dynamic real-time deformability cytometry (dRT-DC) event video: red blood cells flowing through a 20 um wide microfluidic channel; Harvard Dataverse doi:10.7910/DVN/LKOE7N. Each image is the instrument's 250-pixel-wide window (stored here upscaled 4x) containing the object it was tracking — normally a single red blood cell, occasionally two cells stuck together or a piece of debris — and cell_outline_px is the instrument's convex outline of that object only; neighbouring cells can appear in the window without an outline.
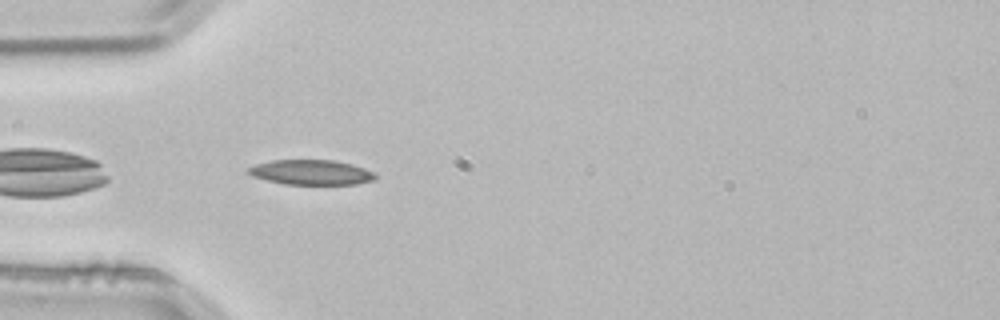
{"species": "common noctule bat (a hibernating species)", "species_latin": "Nyctalus noctula", "temperature_condition": "room temperature", "stored_images_in_passage": 5, "camera_frame_rate_fps": 3000, "um_per_image_px": 0.085, "animal": {"sex": "male", "body_mass_g": 21.5, "forearm_length_mm": 52.0}, "frame": {"image": 1, "passage_image": 5, "time_ms": 1.333, "image_size_px": [1000, 320], "cell_outline_px": [[376, 180], [356, 184], [284, 184], [252, 176], [244, 172], [248, 168], [256, 164], [272, 160], [332, 160], [352, 164], [376, 172]], "centroid_in_image_um": [26.46, 14.65], "position_along_channel_um": 58.5, "area_um2": 18.55}}